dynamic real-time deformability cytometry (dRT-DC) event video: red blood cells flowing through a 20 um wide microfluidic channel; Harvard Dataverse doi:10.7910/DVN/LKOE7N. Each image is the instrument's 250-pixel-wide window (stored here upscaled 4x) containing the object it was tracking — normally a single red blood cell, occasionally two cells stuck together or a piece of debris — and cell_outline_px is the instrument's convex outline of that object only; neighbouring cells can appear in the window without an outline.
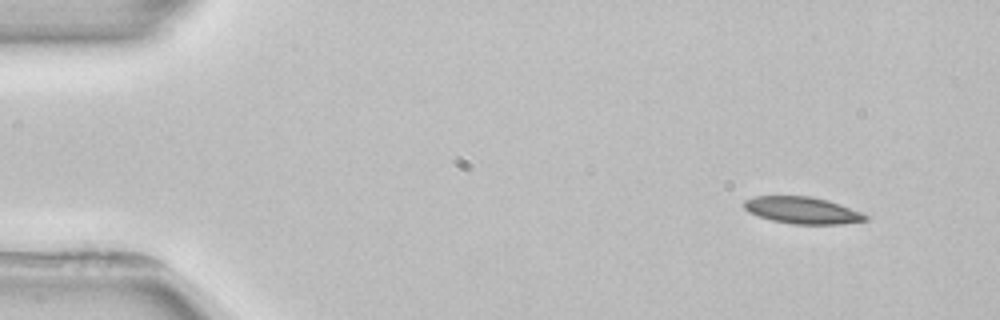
{"species": "common noctule bat (a hibernating species)", "species_latin": "Nyctalus noctula", "temperature_condition": "room temperature", "stored_images_in_passage": 3, "camera_frame_rate_fps": 3000, "um_per_image_px": 0.085, "animal": {"sex": "female", "body_mass_g": 22.7, "forearm_length_mm": 54.2}, "frame": {"image": 1, "passage_image": 1, "time_ms": 0.0, "image_size_px": [1000, 320], "cell_outline_px": [[868, 220], [840, 224], [792, 224], [772, 220], [748, 212], [744, 208], [744, 200], [752, 196], [812, 196], [828, 200], [860, 212], [868, 216]], "centroid_in_image_um": [68.17, 17.87], "position_along_channel_um": 16.8, "area_um2": 18.9}}
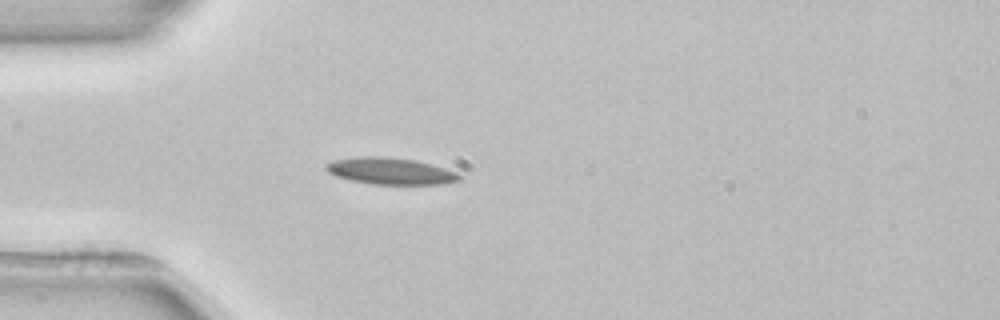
{"frame": {"image": 2, "passage_image": 3, "time_ms": 3.333, "image_size_px": [1000, 320], "cell_outline_px": [[460, 180], [444, 184], [372, 184], [352, 180], [336, 176], [328, 172], [324, 168], [324, 164], [332, 160], [356, 156], [384, 156], [416, 160], [444, 168], [456, 172], [460, 176]], "centroid_in_image_um": [33.13, 14.53], "position_along_channel_um": 51.9, "area_um2": 20.81}}